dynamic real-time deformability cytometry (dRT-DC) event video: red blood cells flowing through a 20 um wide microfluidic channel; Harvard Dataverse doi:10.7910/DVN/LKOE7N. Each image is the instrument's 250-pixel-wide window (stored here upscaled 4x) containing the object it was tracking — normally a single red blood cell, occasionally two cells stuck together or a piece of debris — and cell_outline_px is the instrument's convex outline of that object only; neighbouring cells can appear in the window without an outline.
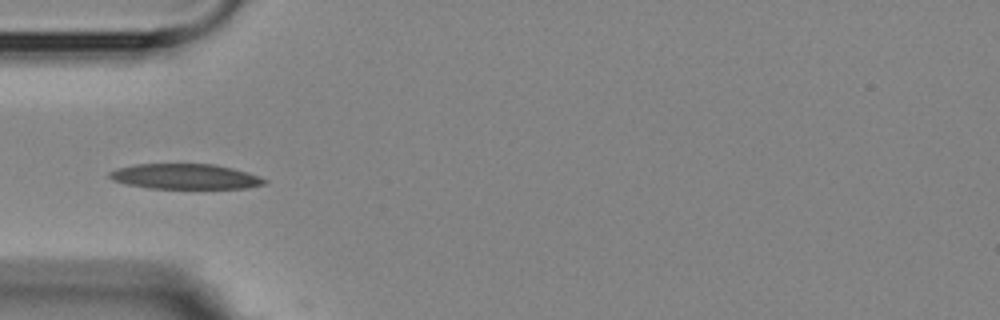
{"species": "Egyptian fruit bat (a non-hibernating species)", "species_latin": "Rousettus aegyptiacus", "temperature_condition": "room temperature", "stored_images_in_passage": 5, "camera_frame_rate_fps": 3000, "um_per_image_px": 0.085, "animal": {"sex": "female"}, "frame": {"image": 1, "passage_image": 4, "time_ms": 3.667, "image_size_px": [1000, 320], "cell_outline_px": [[268, 184], [248, 188], [148, 188], [128, 184], [112, 180], [108, 176], [108, 172], [116, 168], [136, 164], [212, 164], [232, 168], [268, 180]], "centroid_in_image_um": [15.71, 15.0], "position_along_channel_um": 69.3, "area_um2": 22.66}}